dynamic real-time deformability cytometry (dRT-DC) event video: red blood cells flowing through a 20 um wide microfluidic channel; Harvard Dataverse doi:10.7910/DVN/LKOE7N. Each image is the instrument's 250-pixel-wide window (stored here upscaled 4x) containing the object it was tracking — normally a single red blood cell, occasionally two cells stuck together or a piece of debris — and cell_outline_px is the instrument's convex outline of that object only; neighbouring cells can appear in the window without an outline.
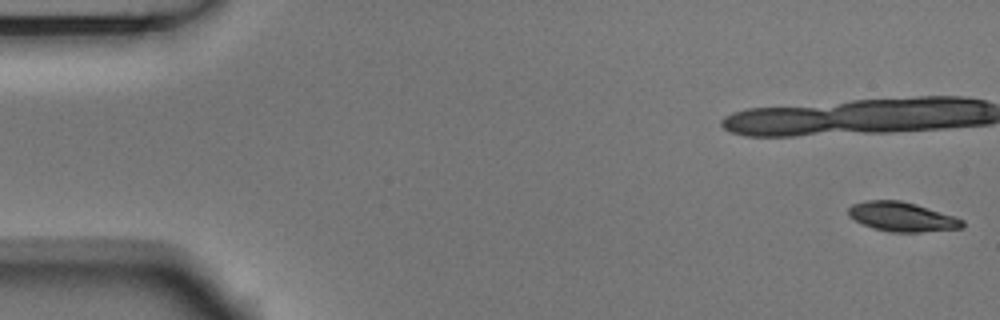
{"species": "Egyptian fruit bat (a non-hibernating species)", "species_latin": "Rousettus aegyptiacus", "temperature_condition": "room temperature", "stored_images_in_passage": 20, "camera_frame_rate_fps": 3000, "um_per_image_px": 0.085, "animal": {"sex": "male"}, "frame": {"image": 1, "passage_image": 1, "time_ms": 0.0, "image_size_px": [1000, 320], "cell_outline_px": [[964, 228], [920, 232], [892, 232], [872, 228], [860, 224], [848, 216], [848, 208], [852, 204], [864, 200], [900, 200], [916, 204], [956, 216], [964, 220]], "centroid_in_image_um": [76.66, 18.42], "position_along_channel_um": 8.3, "area_um2": 19.83}}